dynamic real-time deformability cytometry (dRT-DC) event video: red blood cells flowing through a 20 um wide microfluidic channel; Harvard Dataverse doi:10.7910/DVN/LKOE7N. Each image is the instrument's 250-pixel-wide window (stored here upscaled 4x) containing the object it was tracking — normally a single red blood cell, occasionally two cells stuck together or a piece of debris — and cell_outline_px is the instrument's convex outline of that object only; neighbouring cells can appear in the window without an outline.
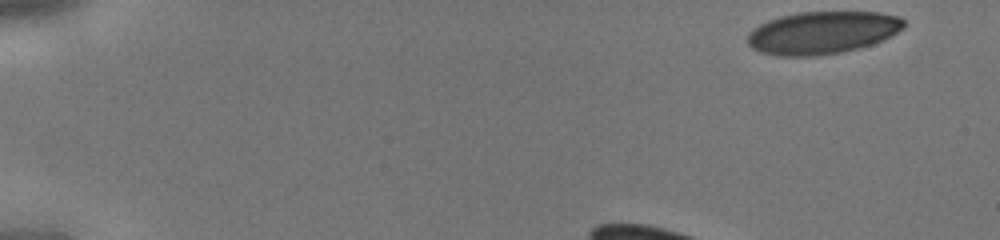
{"species": "human", "species_latin": "Homo sapiens", "temperature_condition": "cold", "stored_images_in_passage": 31, "camera_frame_rate_fps": 3000, "um_per_image_px": 0.085, "donor": {"sex": "male"}, "frame": {"image": 1, "passage_image": 1, "time_ms": 0.0, "image_size_px": [1000, 240], "cell_outline_px": [[904, 28], [892, 36], [884, 40], [860, 48], [840, 52], [816, 56], [780, 56], [764, 52], [752, 48], [748, 44], [748, 32], [760, 24], [768, 20], [780, 16], [800, 12], [880, 12], [900, 16], [904, 20]], "centroid_in_image_um": [69.94, 2.77], "position_along_channel_um": 15.1, "area_um2": 38.9}}
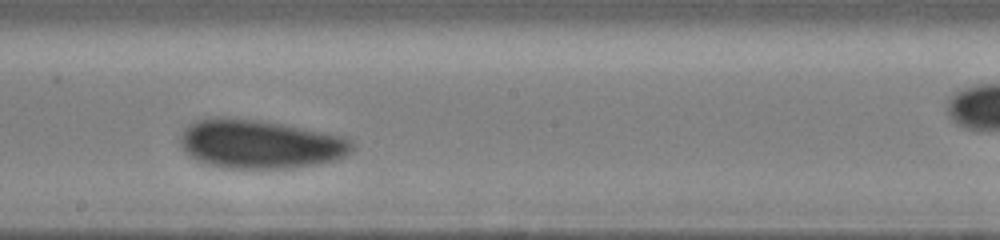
{"frame": {"image": 2, "passage_image": 20, "time_ms": 6.333, "image_size_px": [1000, 240], "cell_outline_px": [[356, 148], [352, 152], [336, 160], [316, 164], [288, 168], [224, 168], [204, 164], [188, 156], [180, 144], [180, 136], [184, 128], [188, 124], [196, 120], [260, 120], [284, 124], [344, 136], [352, 140], [356, 144]], "centroid_in_image_um": [22.15, 12.28], "position_along_channel_um": 226.0, "area_um2": 48.61}}
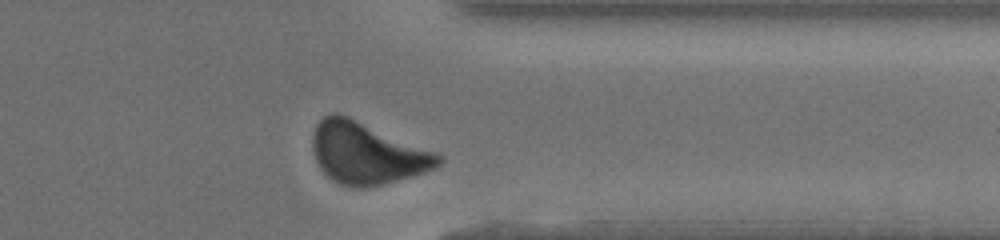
{"frame": {"image": 3, "passage_image": 30, "time_ms": 9.667, "image_size_px": [1000, 240], "cell_outline_px": [[444, 160], [436, 168], [424, 172], [384, 184], [364, 188], [356, 188], [340, 184], [332, 180], [320, 168], [316, 160], [312, 148], [312, 136], [316, 124], [324, 116], [332, 112], [336, 112], [348, 116], [436, 152], [444, 156]], "centroid_in_image_um": [31.18, 13.02], "position_along_channel_um": 380.2, "area_um2": 45.2}}